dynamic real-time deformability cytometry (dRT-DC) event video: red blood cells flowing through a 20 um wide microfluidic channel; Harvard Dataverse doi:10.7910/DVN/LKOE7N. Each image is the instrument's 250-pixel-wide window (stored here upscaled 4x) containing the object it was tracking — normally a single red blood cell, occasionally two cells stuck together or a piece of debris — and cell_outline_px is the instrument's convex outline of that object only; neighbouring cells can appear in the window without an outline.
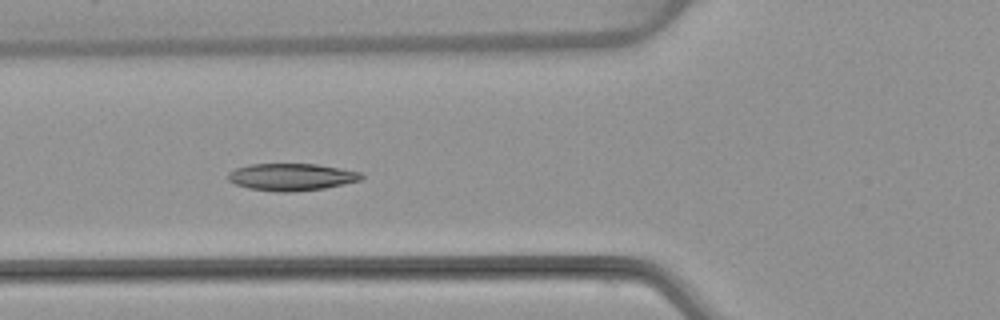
{"species": "common noctule bat (a hibernating species)", "species_latin": "Nyctalus noctula", "temperature_condition": "warm", "stored_images_in_passage": 6, "camera_frame_rate_fps": 3000, "um_per_image_px": 0.085, "animal": {"sex": "female", "body_mass_g": 22.7, "forearm_length_mm": 54.2}, "frame": {"image": 1, "passage_image": 6, "time_ms": 6.0, "image_size_px": [1000, 320], "cell_outline_px": [[364, 176], [360, 180], [324, 188], [292, 192], [276, 192], [248, 188], [236, 184], [228, 180], [228, 172], [236, 168], [248, 164], [316, 164], [340, 168], [360, 172]], "centroid_in_image_um": [24.74, 15.04], "position_along_channel_um": 101.1, "area_um2": 21.04}}